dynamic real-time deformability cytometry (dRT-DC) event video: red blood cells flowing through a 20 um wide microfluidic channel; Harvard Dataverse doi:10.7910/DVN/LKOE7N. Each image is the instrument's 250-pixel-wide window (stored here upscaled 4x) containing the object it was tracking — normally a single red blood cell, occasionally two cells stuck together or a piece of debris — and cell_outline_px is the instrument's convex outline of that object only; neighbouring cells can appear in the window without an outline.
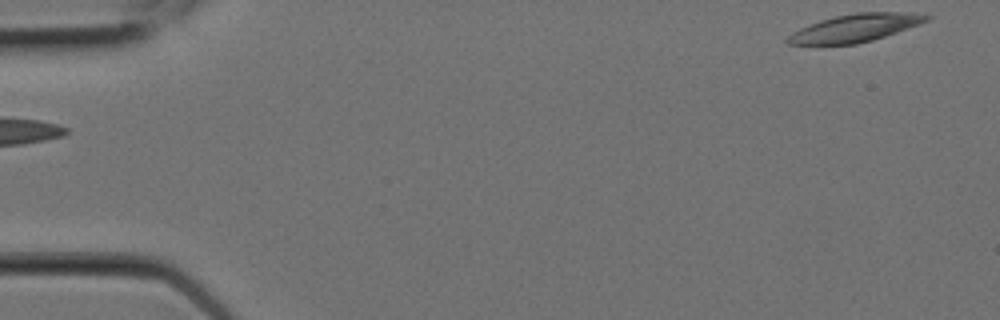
{"species": "Egyptian fruit bat (a non-hibernating species)", "species_latin": "Rousettus aegyptiacus", "temperature_condition": "room temperature", "stored_images_in_passage": 6, "segment_of_instrument_passage": [2, 2], "camera_frame_rate_fps": 3000, "um_per_image_px": 0.085, "animal": {"sex": "female"}, "frame": {"image": 1, "passage_image": 6, "time_ms": 1.667, "image_size_px": [1000, 320], "cell_outline_px": [[932, 16], [928, 20], [896, 32], [872, 40], [856, 44], [788, 44], [784, 40], [792, 32], [808, 24], [820, 20], [836, 16], [856, 12], [908, 12]], "centroid_in_image_um": [72.64, 2.37], "position_along_channel_um": 12.4, "area_um2": 22.2}}